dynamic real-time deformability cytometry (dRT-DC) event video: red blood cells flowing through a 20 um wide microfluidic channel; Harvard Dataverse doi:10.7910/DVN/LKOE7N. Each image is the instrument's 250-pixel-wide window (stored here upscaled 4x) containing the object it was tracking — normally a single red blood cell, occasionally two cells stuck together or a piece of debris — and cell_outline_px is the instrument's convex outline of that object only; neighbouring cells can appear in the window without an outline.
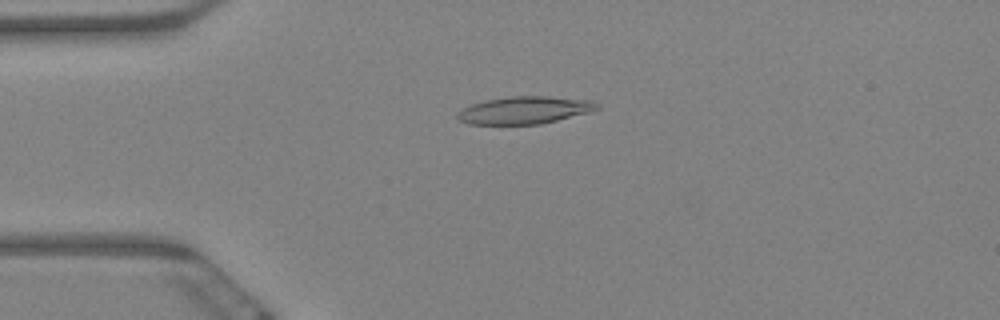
{"species": "Egyptian fruit bat (a non-hibernating species)", "species_latin": "Rousettus aegyptiacus", "temperature_condition": "warm", "stored_images_in_passage": 33, "camera_frame_rate_fps": 3000, "um_per_image_px": 0.085, "animal": {"sex": "female"}, "frame": {"image": 1, "passage_image": 14, "time_ms": 4.333, "image_size_px": [1000, 320], "cell_outline_px": [[600, 108], [592, 112], [540, 124], [468, 124], [456, 120], [456, 112], [460, 108], [484, 100], [512, 96], [548, 96], [592, 100], [600, 104]], "centroid_in_image_um": [44.58, 9.36], "position_along_channel_um": 40.4, "area_um2": 22.72}}
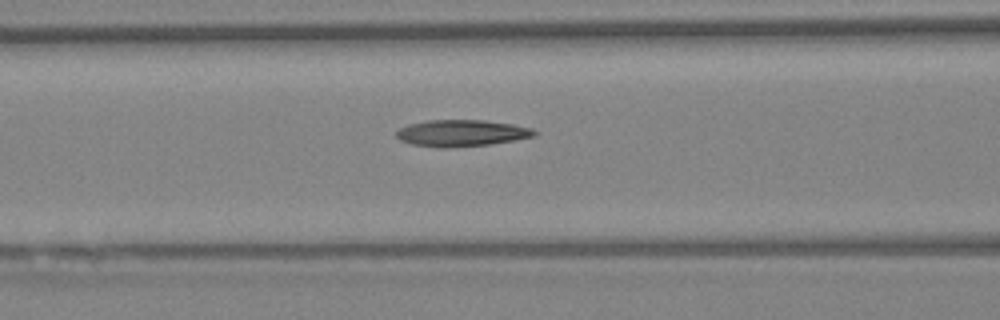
{"frame": {"image": 2, "passage_image": 24, "time_ms": 7.667, "image_size_px": [1000, 320], "cell_outline_px": [[540, 132], [536, 136], [516, 140], [488, 144], [448, 148], [440, 148], [412, 144], [400, 140], [396, 136], [396, 132], [400, 128], [408, 124], [428, 120], [484, 120], [512, 124], [532, 128]], "centroid_in_image_um": [39.26, 11.31], "position_along_channel_um": 127.3, "area_um2": 21.5}}
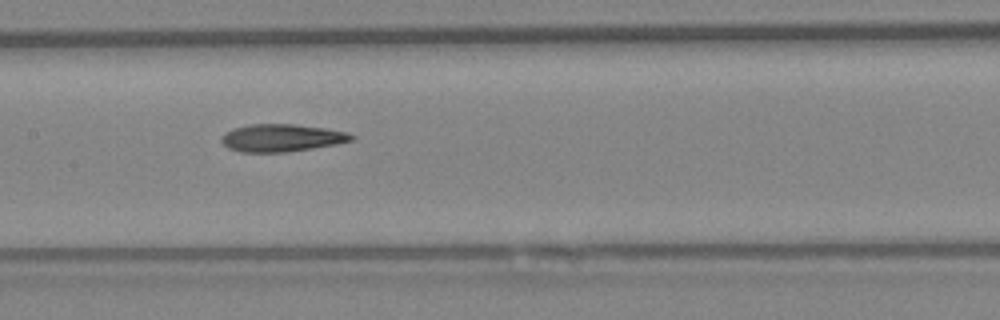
{"frame": {"image": 3, "passage_image": 29, "time_ms": 9.333, "image_size_px": [1000, 320], "cell_outline_px": [[356, 136], [352, 140], [336, 144], [288, 152], [240, 152], [228, 148], [220, 140], [220, 136], [224, 132], [232, 128], [248, 124], [292, 124], [324, 128], [348, 132]], "centroid_in_image_um": [23.89, 11.71], "position_along_channel_um": 183.5, "area_um2": 20.98}}